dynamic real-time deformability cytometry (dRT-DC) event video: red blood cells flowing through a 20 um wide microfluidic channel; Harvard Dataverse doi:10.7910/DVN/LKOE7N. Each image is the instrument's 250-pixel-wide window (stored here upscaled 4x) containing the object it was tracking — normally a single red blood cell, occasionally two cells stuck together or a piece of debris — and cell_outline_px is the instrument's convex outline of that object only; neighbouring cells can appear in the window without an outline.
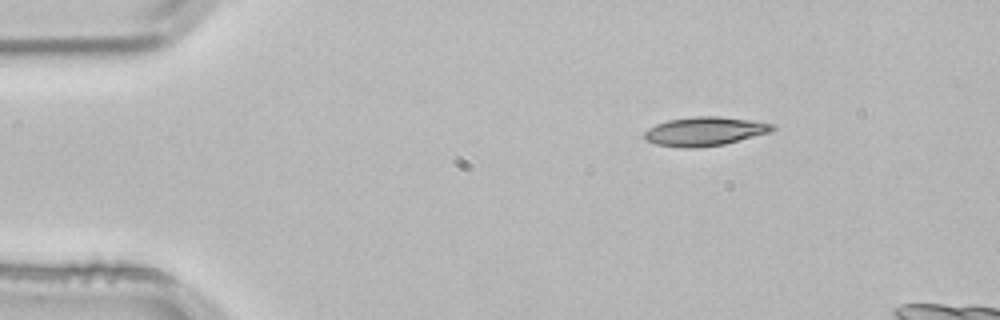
{"species": "common noctule bat (a hibernating species)", "species_latin": "Nyctalus noctula", "temperature_condition": "room temperature", "stored_images_in_passage": 3, "camera_frame_rate_fps": 3000, "um_per_image_px": 0.085, "animal": {"sex": "male", "body_mass_g": 21.5, "forearm_length_mm": 52.0}, "frame": {"image": 1, "passage_image": 1, "time_ms": 0.0, "image_size_px": [1000, 320], "cell_outline_px": [[776, 128], [772, 132], [724, 144], [696, 148], [684, 148], [656, 144], [648, 140], [644, 136], [644, 132], [648, 128], [656, 124], [668, 120], [696, 116], [720, 116], [748, 120], [772, 124]], "centroid_in_image_um": [59.91, 11.16], "position_along_channel_um": 25.1, "area_um2": 21.44}}